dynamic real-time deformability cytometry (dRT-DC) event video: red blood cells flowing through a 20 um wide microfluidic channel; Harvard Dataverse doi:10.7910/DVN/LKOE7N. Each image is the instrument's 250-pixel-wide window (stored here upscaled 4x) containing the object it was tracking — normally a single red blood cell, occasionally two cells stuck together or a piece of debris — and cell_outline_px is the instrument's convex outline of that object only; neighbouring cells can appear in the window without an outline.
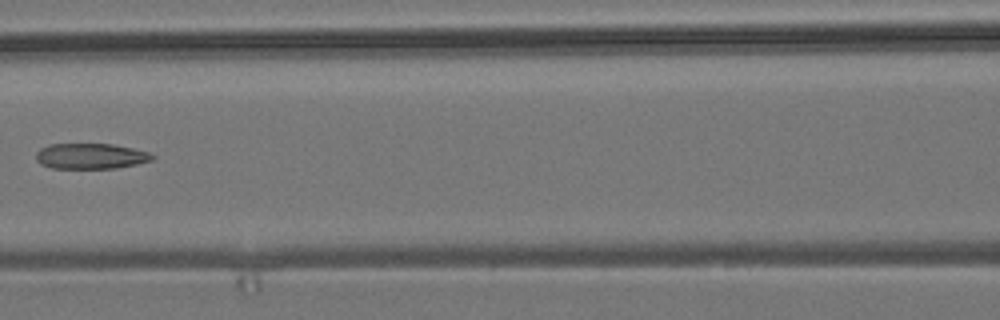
{"species": "common noctule bat (a hibernating species)", "species_latin": "Nyctalus noctula", "temperature_condition": "room temperature", "stored_images_in_passage": 8, "camera_frame_rate_fps": 3000, "um_per_image_px": 0.085, "animal": {"sex": "male", "body_mass_g": 19.2, "forearm_length_mm": 51.8}, "frame": {"image": 1, "passage_image": 6, "time_ms": 6.0, "image_size_px": [1000, 320], "cell_outline_px": [[156, 156], [152, 160], [136, 164], [116, 168], [52, 168], [40, 164], [36, 160], [36, 152], [40, 148], [48, 144], [112, 144], [132, 148], [148, 152]], "centroid_in_image_um": [7.68, 13.27], "position_along_channel_um": 158.9, "area_um2": 17.34}}
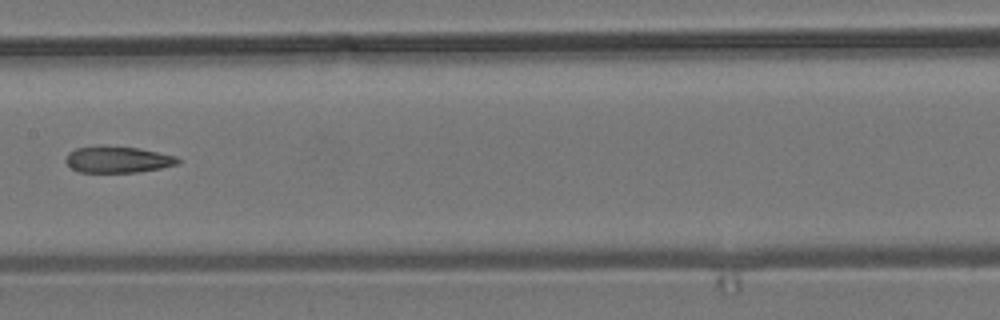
{"frame": {"image": 2, "passage_image": 7, "time_ms": 7.0, "image_size_px": [1000, 320], "cell_outline_px": [[180, 160], [176, 164], [160, 168], [136, 172], [80, 172], [72, 168], [64, 160], [68, 152], [76, 148], [100, 144], [104, 144], [136, 148], [176, 156]], "centroid_in_image_um": [9.93, 13.54], "position_along_channel_um": 197.5, "area_um2": 17.34}}
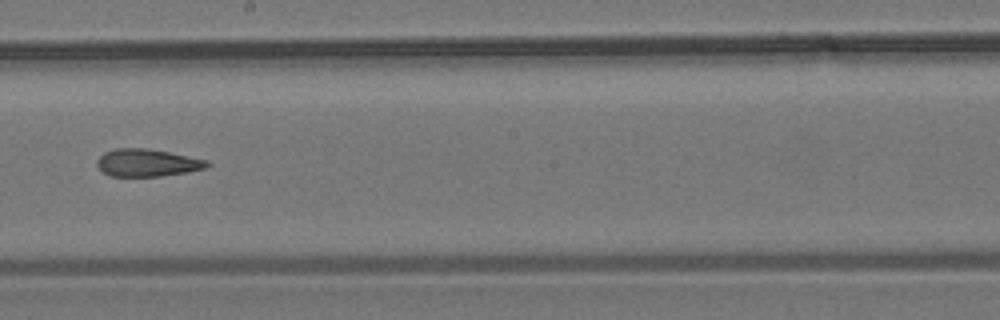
{"frame": {"image": 3, "passage_image": 8, "time_ms": 8.0, "image_size_px": [1000, 320], "cell_outline_px": [[212, 164], [204, 168], [188, 172], [160, 176], [108, 176], [96, 164], [96, 160], [104, 152], [116, 148], [148, 148], [208, 160]], "centroid_in_image_um": [12.51, 13.83], "position_along_channel_um": 235.7, "area_um2": 17.63}}